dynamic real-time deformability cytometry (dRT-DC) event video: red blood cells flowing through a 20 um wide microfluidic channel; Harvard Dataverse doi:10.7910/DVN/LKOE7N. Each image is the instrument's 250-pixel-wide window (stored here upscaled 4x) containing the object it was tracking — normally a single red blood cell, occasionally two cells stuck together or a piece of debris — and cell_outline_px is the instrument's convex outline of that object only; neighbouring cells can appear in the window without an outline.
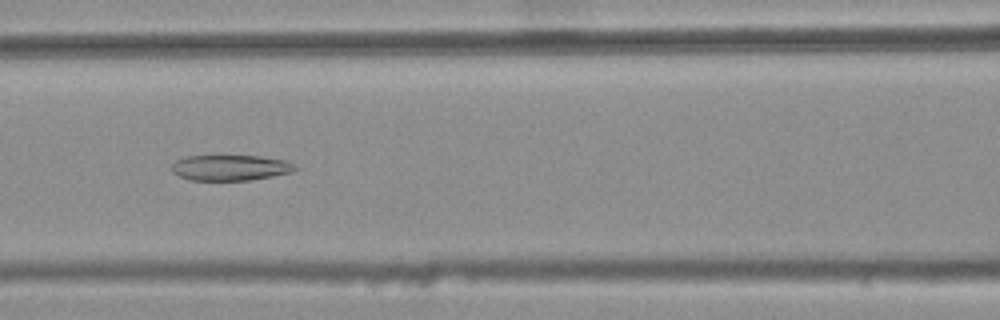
{"species": "common noctule bat (a hibernating species)", "species_latin": "Nyctalus noctula", "temperature_condition": "warm", "stored_images_in_passage": 47, "camera_frame_rate_fps": 3000, "um_per_image_px": 0.085, "animal": {"sex": "female", "body_mass_g": 25.1}, "frame": {"image": 1, "passage_image": 24, "time_ms": 7.667, "image_size_px": [1000, 320], "cell_outline_px": [[300, 168], [292, 172], [272, 176], [248, 180], [188, 180], [172, 172], [172, 164], [176, 160], [188, 156], [260, 156], [284, 160]], "centroid_in_image_um": [19.57, 14.25], "position_along_channel_um": 147.0, "area_um2": 18.32}}
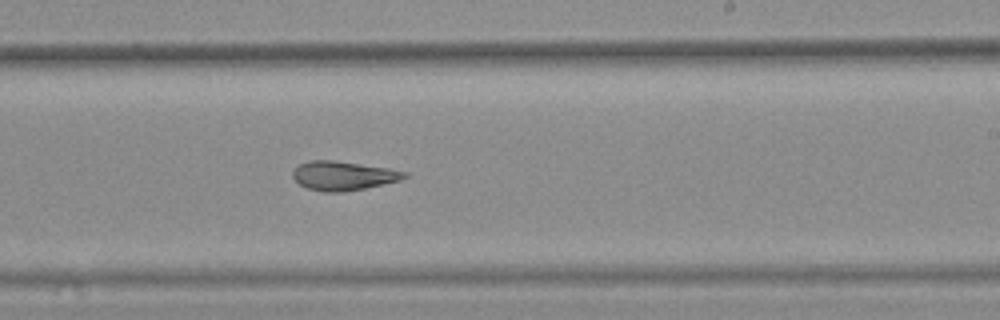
{"frame": {"image": 2, "passage_image": 33, "time_ms": 10.667, "image_size_px": [1000, 320], "cell_outline_px": [[408, 176], [400, 180], [384, 184], [364, 188], [340, 192], [324, 192], [308, 188], [300, 184], [292, 176], [292, 172], [300, 164], [308, 160], [332, 160], [388, 168], [408, 172]], "centroid_in_image_um": [29.18, 14.93], "position_along_channel_um": 259.8, "area_um2": 18.73}}
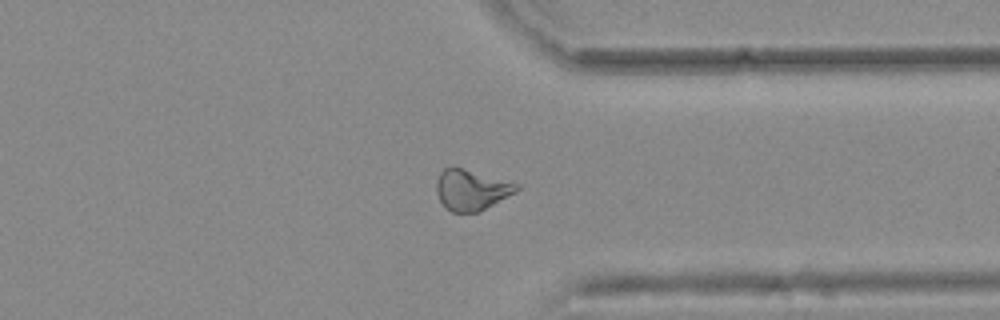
{"frame": {"image": 3, "passage_image": 42, "time_ms": 13.667, "image_size_px": [1000, 320], "cell_outline_px": [[520, 188], [516, 192], [476, 212], [452, 212], [444, 208], [436, 192], [436, 180], [440, 172], [444, 168], [452, 164], [520, 184]], "centroid_in_image_um": [40.02, 16.09], "position_along_channel_um": 371.4, "area_um2": 19.25}, "authors_computed_cell_mechanics": {"area_um2": 20.1722, "velocity_mm_per_s": 3.7658, "shape_relaxation_time_tau1_ms": null, "shape_relaxation_time_tau2_ms": 4.293, "deformation_change_tau1": null, "deformation_change_tau2": 0.1417}}